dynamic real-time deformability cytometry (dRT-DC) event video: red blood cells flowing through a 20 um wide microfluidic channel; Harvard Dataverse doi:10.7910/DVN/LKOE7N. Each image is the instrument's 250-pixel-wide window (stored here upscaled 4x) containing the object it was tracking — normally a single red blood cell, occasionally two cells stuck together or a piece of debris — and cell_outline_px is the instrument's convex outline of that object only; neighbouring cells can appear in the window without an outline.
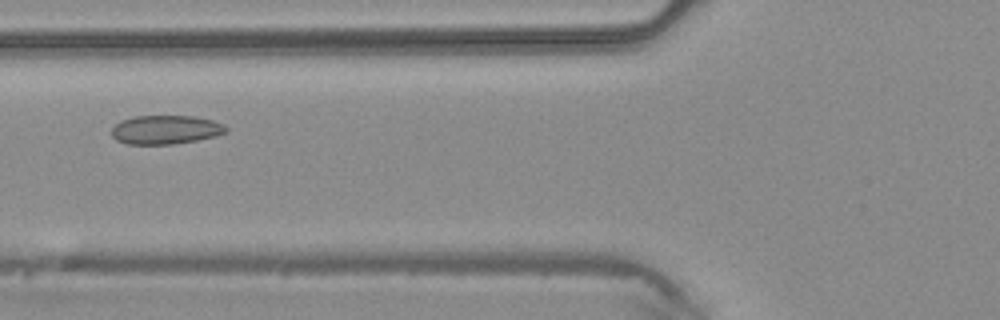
{"species": "common noctule bat (a hibernating species)", "species_latin": "Nyctalus noctula", "temperature_condition": "warm", "stored_images_in_passage": 3, "camera_frame_rate_fps": 3000, "um_per_image_px": 0.085, "animal": {"sex": "male", "body_mass_g": 20.4}, "frame": {"image": 1, "passage_image": 3, "time_ms": 0.667, "image_size_px": [1000, 320], "cell_outline_px": [[228, 132], [216, 136], [196, 140], [172, 144], [128, 144], [116, 140], [112, 136], [112, 128], [120, 120], [136, 116], [192, 116], [212, 120], [224, 124], [228, 128]], "centroid_in_image_um": [14.09, 11.02], "position_along_channel_um": 111.7, "area_um2": 19.25}}